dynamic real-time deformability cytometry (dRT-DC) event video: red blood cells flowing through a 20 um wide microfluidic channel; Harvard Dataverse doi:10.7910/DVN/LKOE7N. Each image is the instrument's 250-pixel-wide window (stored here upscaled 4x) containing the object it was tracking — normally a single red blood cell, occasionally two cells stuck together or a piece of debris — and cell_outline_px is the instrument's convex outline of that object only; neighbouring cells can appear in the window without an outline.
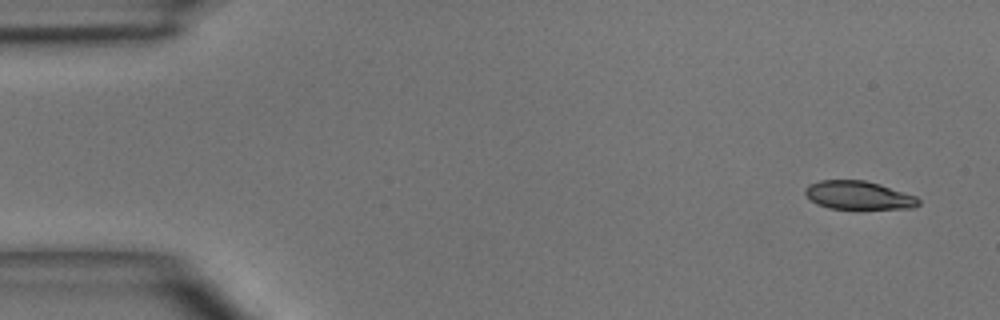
{"species": "common noctule bat (a hibernating species)", "species_latin": "Nyctalus noctula", "temperature_condition": "room temperature", "stored_images_in_passage": 4, "camera_frame_rate_fps": 3000, "um_per_image_px": 0.085, "animal": {"sex": "male", "body_mass_g": 15.6}, "frame": {"image": 1, "passage_image": 1, "time_ms": 0.0, "image_size_px": [1000, 320], "cell_outline_px": [[920, 204], [912, 208], [828, 208], [816, 204], [804, 192], [804, 188], [808, 184], [820, 180], [864, 180], [880, 184], [916, 196], [920, 200]], "centroid_in_image_um": [72.95, 16.58], "position_along_channel_um": 12.0, "area_um2": 18.61}}
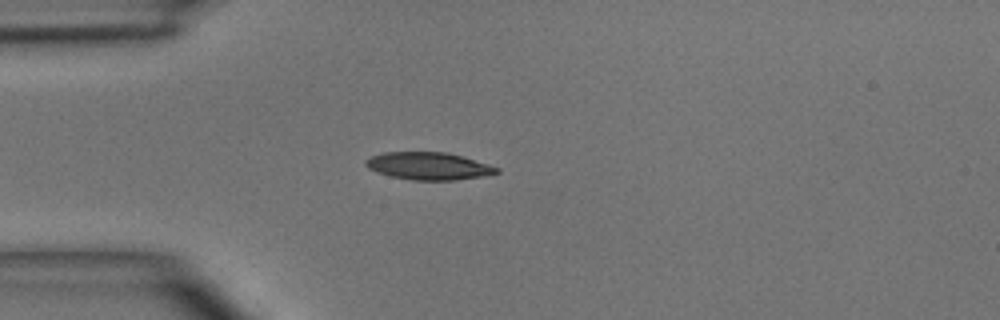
{"frame": {"image": 2, "passage_image": 4, "time_ms": 3.333, "image_size_px": [1000, 320], "cell_outline_px": [[500, 172], [480, 176], [452, 180], [412, 180], [388, 176], [376, 172], [368, 168], [364, 164], [364, 160], [372, 156], [384, 152], [448, 152], [464, 156], [500, 168]], "centroid_in_image_um": [36.4, 14.1], "position_along_channel_um": 48.6, "area_um2": 21.04}}